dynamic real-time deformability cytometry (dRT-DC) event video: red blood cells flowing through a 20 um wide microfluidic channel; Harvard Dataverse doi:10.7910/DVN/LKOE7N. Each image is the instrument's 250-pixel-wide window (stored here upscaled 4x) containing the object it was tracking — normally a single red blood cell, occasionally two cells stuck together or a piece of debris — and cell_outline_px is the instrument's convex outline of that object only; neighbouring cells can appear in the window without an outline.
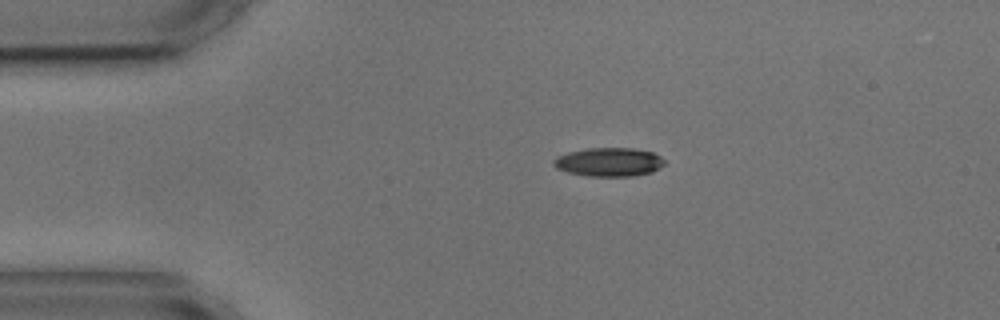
{"species": "common noctule bat (a hibernating species)", "species_latin": "Nyctalus noctula", "temperature_condition": "cold", "stored_images_in_passage": 6, "camera_frame_rate_fps": 3000, "um_per_image_px": 0.085, "animal": {"sex": "male", "body_mass_g": 17.9, "forearm_length_mm": 54.2}, "frame": {"image": 1, "passage_image": 6, "time_ms": 6.0, "image_size_px": [1000, 320], "cell_outline_px": [[664, 164], [660, 168], [652, 172], [632, 176], [588, 176], [568, 172], [556, 168], [552, 164], [552, 160], [556, 156], [568, 152], [588, 148], [632, 148], [652, 152], [660, 156], [664, 160]], "centroid_in_image_um": [51.74, 13.77], "position_along_channel_um": 33.3, "area_um2": 18.61}}